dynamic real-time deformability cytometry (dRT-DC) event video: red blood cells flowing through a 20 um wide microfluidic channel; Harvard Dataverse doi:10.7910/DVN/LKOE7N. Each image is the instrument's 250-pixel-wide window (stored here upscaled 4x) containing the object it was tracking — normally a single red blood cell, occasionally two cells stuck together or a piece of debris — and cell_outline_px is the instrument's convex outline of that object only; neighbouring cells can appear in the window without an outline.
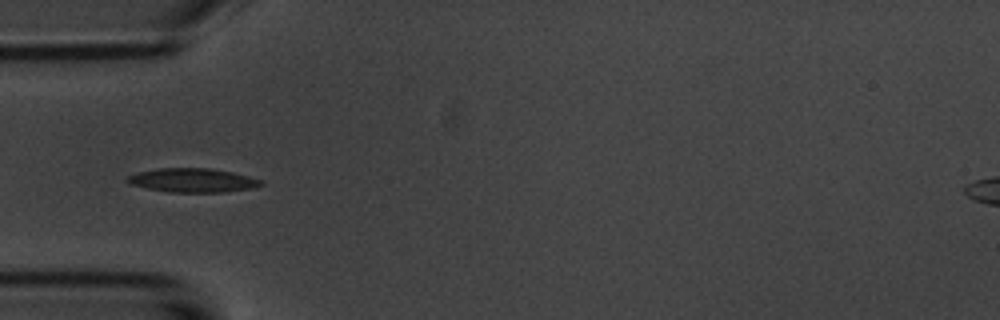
{"species": "common noctule bat (a hibernating species)", "species_latin": "Nyctalus noctula", "temperature_condition": "room temperature", "stored_images_in_passage": 25, "camera_frame_rate_fps": 3000, "um_per_image_px": 0.085, "animal": {"sex": "male", "body_mass_g": 20.1, "forearm_length_mm": 53.5}, "frame": {"image": 1, "passage_image": 4, "time_ms": 1.0, "image_size_px": [1000, 320], "cell_outline_px": [[264, 184], [252, 188], [224, 192], [168, 192], [148, 188], [132, 184], [124, 180], [124, 176], [156, 168], [208, 168], [232, 172], [264, 180]], "centroid_in_image_um": [16.37, 15.32], "position_along_channel_um": 68.6, "area_um2": 18.67}}